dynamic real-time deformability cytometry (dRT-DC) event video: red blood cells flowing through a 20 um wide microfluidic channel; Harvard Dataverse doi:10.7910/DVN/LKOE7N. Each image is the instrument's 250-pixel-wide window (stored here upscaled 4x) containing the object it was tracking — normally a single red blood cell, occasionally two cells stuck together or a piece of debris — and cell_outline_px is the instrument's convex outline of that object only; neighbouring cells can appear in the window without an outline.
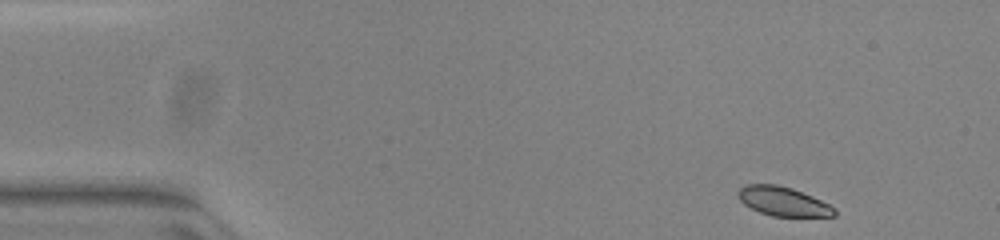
{"species": "common noctule bat (a hibernating species)", "species_latin": "Nyctalus noctula", "temperature_condition": "warm", "stored_images_in_passage": 13, "camera_frame_rate_fps": 3000, "um_per_image_px": 0.085, "animal": {"sex": "female", "body_mass_g": 23.0, "forearm_length_mm": 53.4}, "frame": {"image": 1, "passage_image": 1, "time_ms": 0.0, "image_size_px": [1000, 240], "cell_outline_px": [[836, 216], [772, 216], [760, 212], [744, 204], [736, 196], [736, 192], [740, 188], [748, 184], [776, 184], [792, 188], [812, 196], [836, 208]], "centroid_in_image_um": [66.55, 17.11], "position_along_channel_um": 18.5, "area_um2": 16.3}}
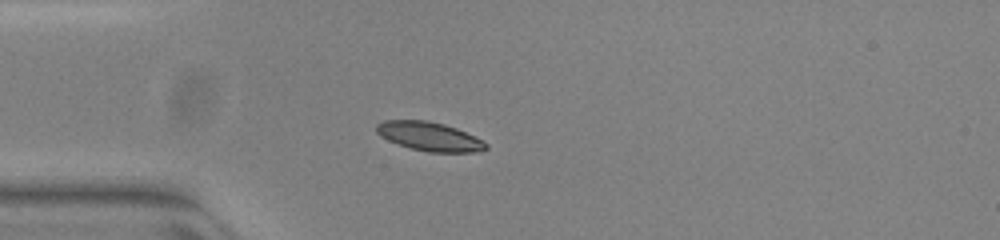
{"frame": {"image": 2, "passage_image": 10, "time_ms": 3.0, "image_size_px": [1000, 240], "cell_outline_px": [[488, 148], [476, 152], [428, 152], [412, 148], [388, 140], [380, 136], [376, 132], [376, 124], [384, 120], [428, 120], [444, 124], [456, 128], [488, 144]], "centroid_in_image_um": [36.47, 11.59], "position_along_channel_um": 48.5, "area_um2": 18.21}}